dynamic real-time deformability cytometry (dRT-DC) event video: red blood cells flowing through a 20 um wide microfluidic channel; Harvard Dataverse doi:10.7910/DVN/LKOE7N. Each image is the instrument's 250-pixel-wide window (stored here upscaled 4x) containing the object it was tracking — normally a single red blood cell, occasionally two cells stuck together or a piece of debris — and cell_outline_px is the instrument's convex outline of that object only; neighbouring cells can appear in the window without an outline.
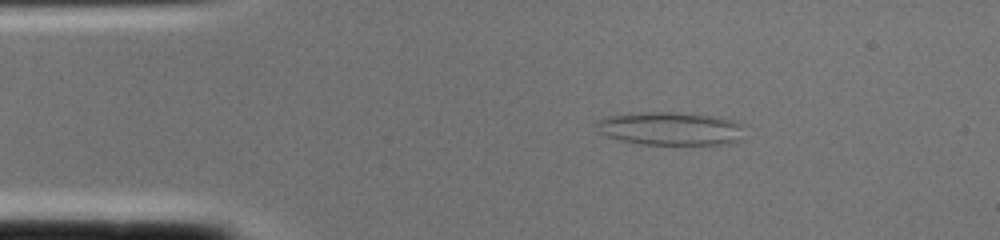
{"species": "common noctule bat (a hibernating species)", "species_latin": "Nyctalus noctula", "temperature_condition": "cold", "stored_images_in_passage": 2, "segment_of_instrument_passage": [1, 2], "camera_frame_rate_fps": 3000, "um_per_image_px": 0.085, "animal": {"sex": "female", "body_mass_g": 22.0, "forearm_length_mm": 56.7}, "frame": {"image": 1, "passage_image": 1, "time_ms": 0.0, "image_size_px": [1000, 240], "cell_outline_px": [[744, 140], [732, 144], [640, 144], [620, 140], [608, 136], [600, 132], [596, 124], [596, 120], [608, 116], [640, 112], [676, 112], [712, 116], [732, 120], [740, 124]], "centroid_in_image_um": [57.01, 10.93], "position_along_channel_um": 28.0, "area_um2": 28.67}}